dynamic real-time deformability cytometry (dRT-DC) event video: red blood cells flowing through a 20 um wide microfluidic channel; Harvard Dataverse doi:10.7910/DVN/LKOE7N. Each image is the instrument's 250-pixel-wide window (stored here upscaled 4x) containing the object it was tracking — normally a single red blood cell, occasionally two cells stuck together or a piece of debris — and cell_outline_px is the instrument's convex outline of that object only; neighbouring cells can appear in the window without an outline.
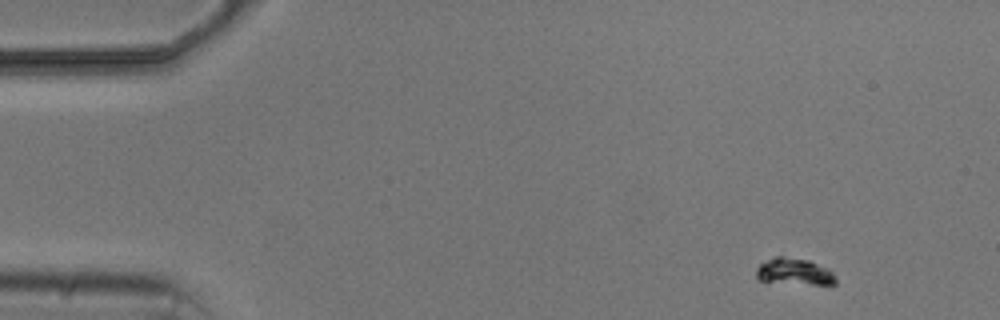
{"species": "common noctule bat (a hibernating species)", "species_latin": "Nyctalus noctula", "temperature_condition": "cold", "stored_images_in_passage": 4, "camera_frame_rate_fps": 3000, "um_per_image_px": 0.085, "animal": {"sex": "male", "body_mass_g": 20.5, "forearm_length_mm": 52.5}, "frame": {"image": 1, "passage_image": 1, "time_ms": 0.0, "image_size_px": [1000, 320], "cell_outline_px": [[836, 284], [812, 284], [760, 280], [756, 276], [756, 268], [760, 264], [776, 256], [784, 256], [808, 260], [832, 272], [836, 276]], "centroid_in_image_um": [67.51, 23.08], "position_along_channel_um": 17.5, "area_um2": 11.91}}
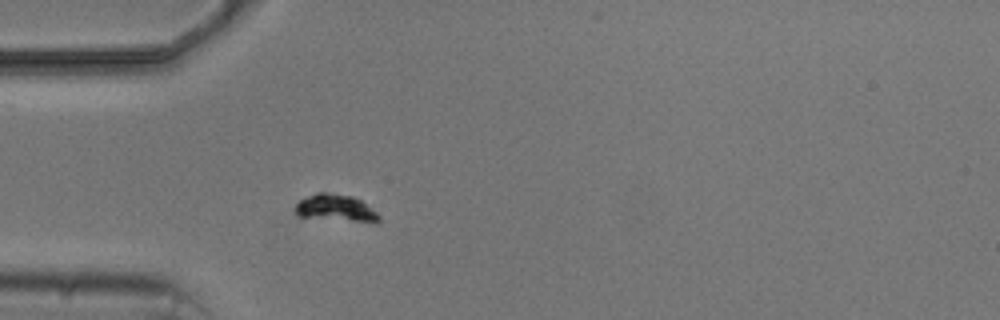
{"frame": {"image": 2, "passage_image": 4, "time_ms": 3.667, "image_size_px": [1000, 320], "cell_outline_px": [[380, 224], [376, 224], [296, 216], [292, 208], [300, 200], [316, 192], [324, 192], [352, 196], [360, 200], [376, 212], [380, 216]], "centroid_in_image_um": [28.54, 17.72], "position_along_channel_um": 56.5, "area_um2": 13.53}}